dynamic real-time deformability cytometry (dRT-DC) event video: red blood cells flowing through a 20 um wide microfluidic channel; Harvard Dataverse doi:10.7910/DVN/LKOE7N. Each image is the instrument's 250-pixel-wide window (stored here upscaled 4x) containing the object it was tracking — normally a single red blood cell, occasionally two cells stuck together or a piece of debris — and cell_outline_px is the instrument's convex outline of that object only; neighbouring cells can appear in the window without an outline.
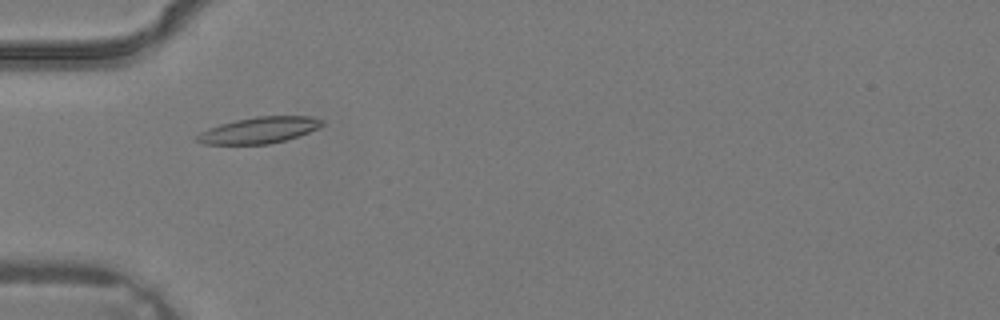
{"species": "common noctule bat (a hibernating species)", "species_latin": "Nyctalus noctula", "temperature_condition": "warm", "stored_images_in_passage": 2, "camera_frame_rate_fps": 3000, "um_per_image_px": 0.085, "animal": {"sex": "male", "body_mass_g": 19.2, "forearm_length_mm": 51.8}, "frame": {"image": 1, "passage_image": 1, "time_ms": 0.0, "image_size_px": [1000, 320], "cell_outline_px": [[324, 124], [320, 128], [300, 136], [268, 144], [204, 144], [192, 140], [200, 132], [208, 128], [220, 124], [236, 120], [256, 116], [308, 116], [324, 120]], "centroid_in_image_um": [22.03, 11.06], "position_along_channel_um": 63.0, "area_um2": 19.31}}
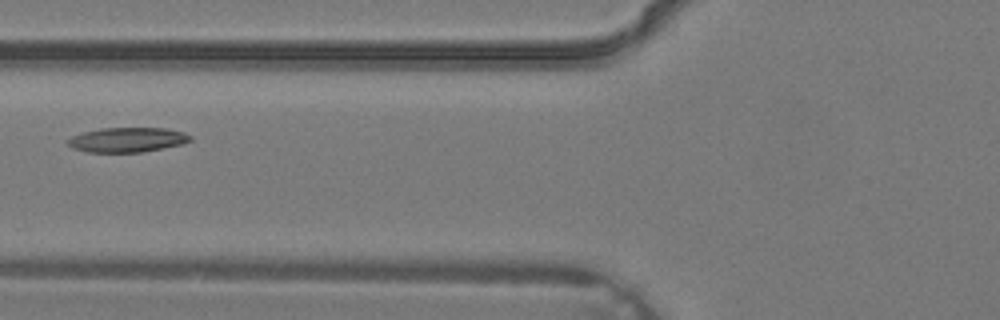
{"frame": {"image": 2, "passage_image": 2, "time_ms": 0.333, "image_size_px": [1000, 320], "cell_outline_px": [[192, 140], [180, 144], [140, 152], [88, 152], [72, 148], [68, 144], [68, 140], [72, 136], [84, 132], [100, 128], [164, 128], [184, 132], [192, 136]], "centroid_in_image_um": [10.81, 11.87], "position_along_channel_um": 115.0, "area_um2": 17.4}}